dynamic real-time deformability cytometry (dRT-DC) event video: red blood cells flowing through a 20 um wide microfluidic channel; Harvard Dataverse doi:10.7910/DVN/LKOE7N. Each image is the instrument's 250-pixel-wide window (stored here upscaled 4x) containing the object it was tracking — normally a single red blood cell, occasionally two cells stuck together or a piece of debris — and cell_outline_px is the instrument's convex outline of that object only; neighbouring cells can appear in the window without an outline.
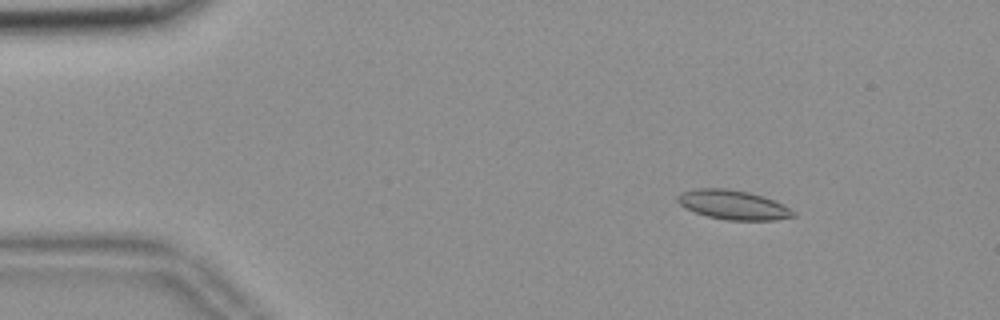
{"species": "common noctule bat (a hibernating species)", "species_latin": "Nyctalus noctula", "temperature_condition": "room temperature", "stored_images_in_passage": 55, "camera_frame_rate_fps": 3000, "um_per_image_px": 0.085, "animal": {"sex": "female", "body_mass_g": 18.4}, "frame": {"image": 1, "passage_image": 7, "time_ms": 2.0, "image_size_px": [1000, 320], "cell_outline_px": [[796, 216], [776, 220], [724, 220], [708, 216], [696, 212], [680, 204], [676, 200], [676, 196], [684, 192], [696, 188], [724, 188], [748, 192], [764, 196], [796, 212]], "centroid_in_image_um": [62.32, 17.41], "position_along_channel_um": 22.7, "area_um2": 19.54}}
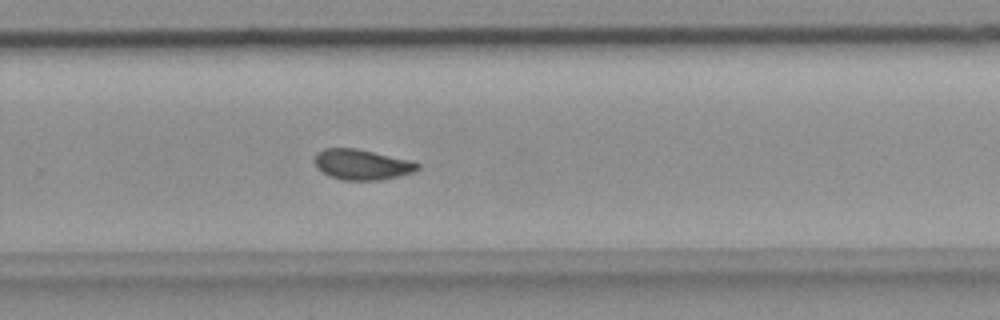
{"frame": {"image": 2, "passage_image": 36, "time_ms": 11.667, "image_size_px": [1000, 320], "cell_outline_px": [[420, 168], [412, 172], [380, 180], [344, 180], [328, 176], [316, 168], [316, 152], [324, 148], [356, 148], [408, 160], [420, 164]], "centroid_in_image_um": [30.72, 13.98], "position_along_channel_um": 299.1, "area_um2": 18.03}}
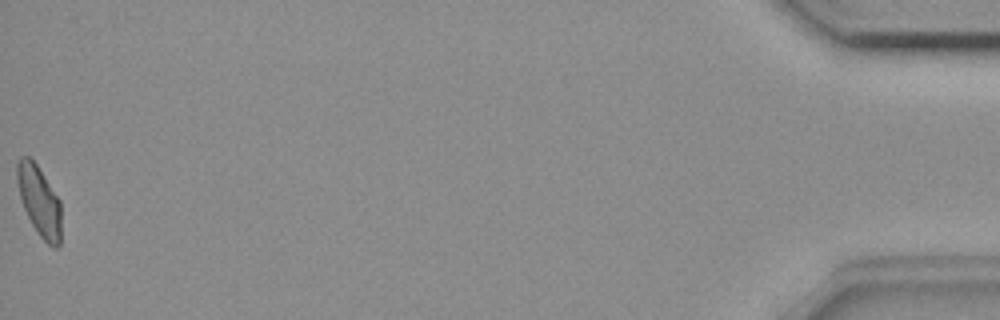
{"frame": {"image": 3, "passage_image": 55, "time_ms": 18.0, "image_size_px": [1000, 320], "cell_outline_px": [[60, 244], [56, 248], [52, 248], [40, 236], [32, 224], [20, 200], [16, 176], [16, 164], [20, 156], [28, 156], [36, 164], [60, 200]], "centroid_in_image_um": [3.32, 17.07], "position_along_channel_um": 431.9, "area_um2": 17.92}, "authors_computed_cell_mechanics": {"area_um2": 18.5538, "velocity_mm_per_s": 3.6767, "shape_relaxation_time_tau1_ms": null, "shape_relaxation_time_tau2_ms": 2.7247, "deformation_change_tau1": null, "deformation_change_tau2": 0.0587}}